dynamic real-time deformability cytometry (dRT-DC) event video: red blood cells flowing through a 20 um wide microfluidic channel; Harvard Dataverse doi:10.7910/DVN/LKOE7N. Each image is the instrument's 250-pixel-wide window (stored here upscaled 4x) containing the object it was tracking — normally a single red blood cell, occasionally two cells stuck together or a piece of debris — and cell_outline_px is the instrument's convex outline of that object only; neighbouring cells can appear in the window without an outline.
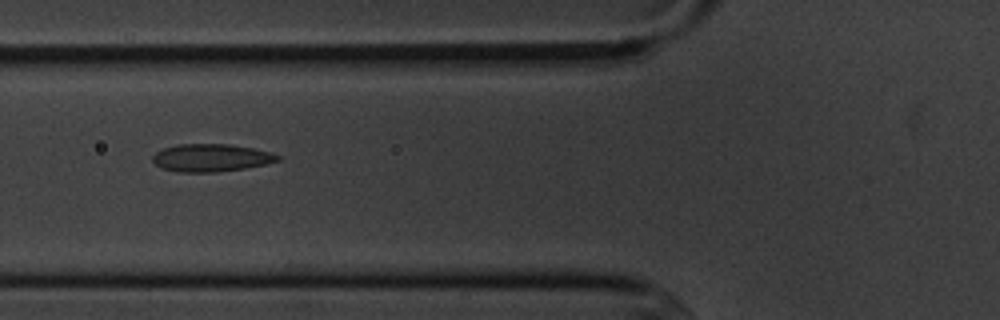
{"species": "common noctule bat (a hibernating species)", "species_latin": "Nyctalus noctula", "temperature_condition": "cold", "stored_images_in_passage": 6, "camera_frame_rate_fps": 3000, "um_per_image_px": 0.085, "animal": {"sex": "male", "body_mass_g": 20.1, "forearm_length_mm": 53.5}, "frame": {"image": 1, "passage_image": 3, "time_ms": 2.333, "image_size_px": [1000, 320], "cell_outline_px": [[280, 160], [264, 164], [244, 168], [216, 172], [176, 172], [160, 168], [152, 160], [152, 156], [156, 152], [164, 148], [176, 144], [228, 144], [252, 148], [272, 152], [280, 156]], "centroid_in_image_um": [17.91, 13.41], "position_along_channel_um": 107.9, "area_um2": 20.17}}
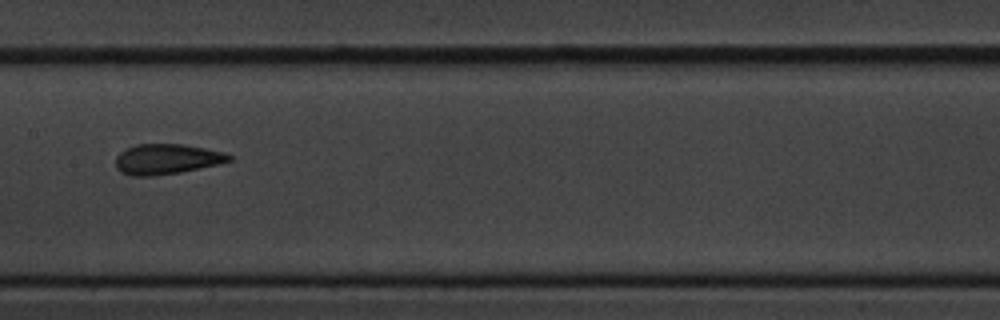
{"frame": {"image": 2, "passage_image": 5, "time_ms": 4.667, "image_size_px": [1000, 320], "cell_outline_px": [[232, 160], [216, 164], [180, 172], [156, 176], [132, 176], [120, 172], [116, 168], [116, 156], [120, 152], [136, 144], [184, 144], [224, 152], [232, 156]], "centroid_in_image_um": [14.14, 13.53], "position_along_channel_um": 193.3, "area_um2": 19.94}}
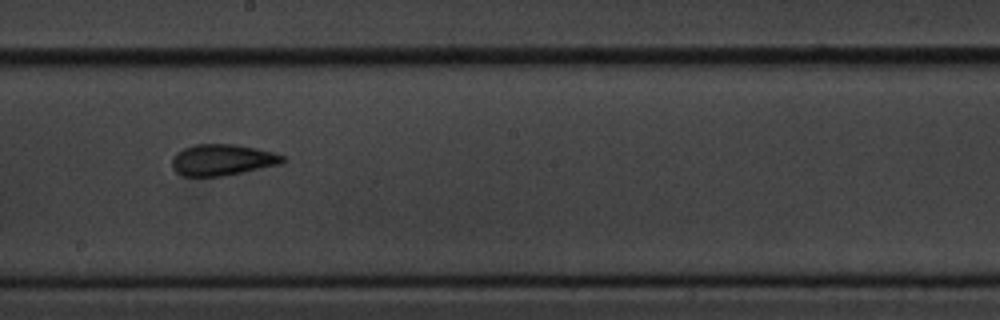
{"frame": {"image": 3, "passage_image": 6, "time_ms": 5.667, "image_size_px": [1000, 320], "cell_outline_px": [[288, 160], [284, 164], [224, 176], [180, 176], [172, 168], [172, 156], [176, 152], [184, 148], [196, 144], [236, 144], [256, 148], [288, 156]], "centroid_in_image_um": [18.95, 13.59], "position_along_channel_um": 229.2, "area_um2": 20.63}}